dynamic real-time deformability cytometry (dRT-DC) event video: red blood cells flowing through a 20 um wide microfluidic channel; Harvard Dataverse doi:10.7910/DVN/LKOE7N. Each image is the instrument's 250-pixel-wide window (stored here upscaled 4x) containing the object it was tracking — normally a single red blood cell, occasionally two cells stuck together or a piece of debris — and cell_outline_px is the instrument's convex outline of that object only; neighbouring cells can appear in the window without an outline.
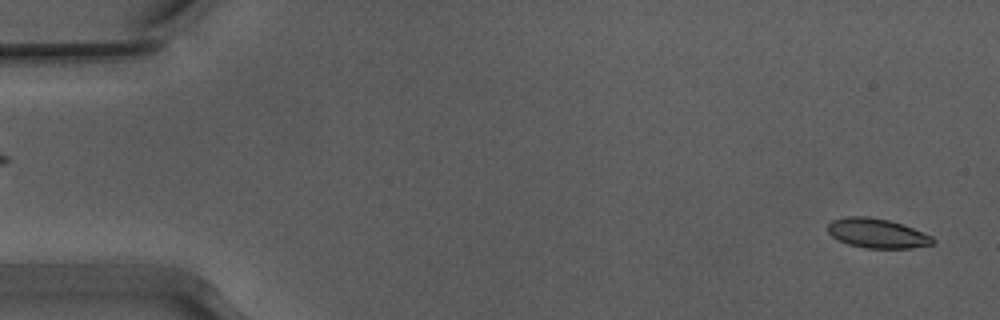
{"species": "Egyptian fruit bat (a non-hibernating species)", "species_latin": "Rousettus aegyptiacus", "temperature_condition": "warm", "stored_images_in_passage": 53, "camera_frame_rate_fps": 3000, "um_per_image_px": 0.085, "animal": {"sex": "male"}, "frame": {"image": 1, "passage_image": 2, "time_ms": 0.333, "image_size_px": [1000, 320], "cell_outline_px": [[936, 240], [932, 244], [912, 248], [868, 248], [848, 244], [832, 236], [828, 232], [828, 224], [832, 220], [848, 216], [868, 216], [888, 220], [912, 228], [932, 236]], "centroid_in_image_um": [74.55, 19.83], "position_along_channel_um": 10.4, "area_um2": 17.86}}
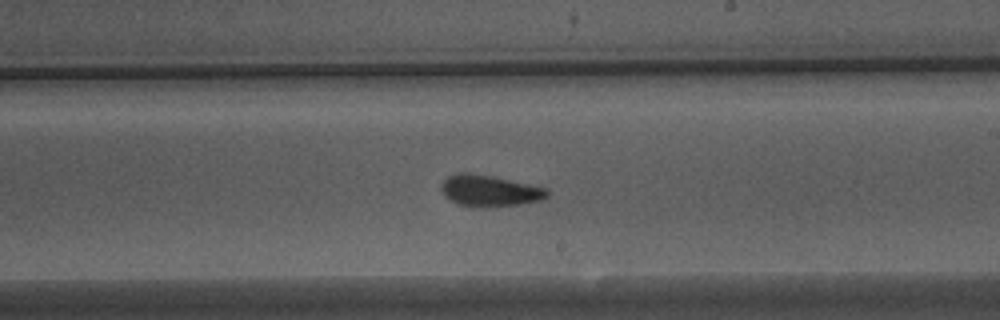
{"frame": {"image": 2, "passage_image": 31, "time_ms": 10.0, "image_size_px": [1000, 320], "cell_outline_px": [[548, 196], [540, 200], [516, 204], [480, 208], [460, 204], [444, 196], [440, 188], [440, 184], [448, 176], [460, 172], [468, 172], [492, 176], [548, 188]], "centroid_in_image_um": [41.58, 16.2], "position_along_channel_um": 247.4, "area_um2": 19.25}}
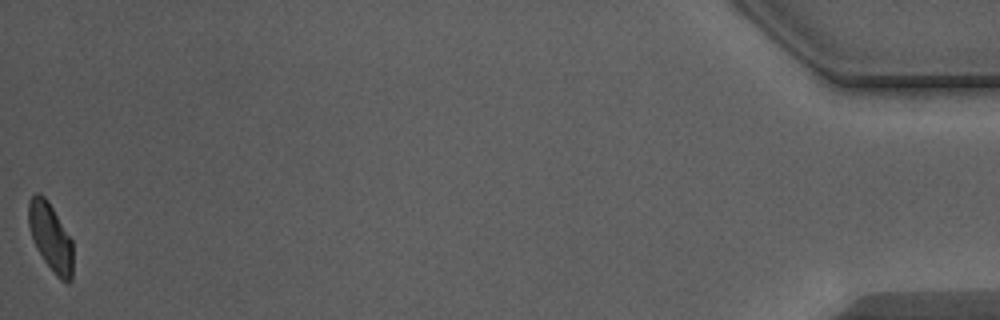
{"frame": {"image": 3, "passage_image": 53, "time_ms": 17.333, "image_size_px": [1000, 320], "cell_outline_px": [[72, 280], [68, 284], [60, 280], [52, 272], [36, 248], [28, 224], [28, 200], [36, 192], [40, 192], [48, 200], [72, 240]], "centroid_in_image_um": [4.29, 20.16], "position_along_channel_um": 430.9, "area_um2": 17.74}, "authors_computed_cell_mechanics": {"area_um2": 18.6116, "velocity_mm_per_s": 3.9006, "shape_relaxation_time_tau1_ms": 4.3626, "shape_relaxation_time_tau2_ms": 1.9065, "deformation_change_tau1": 0.139, "deformation_change_tau2": 0.0667}}